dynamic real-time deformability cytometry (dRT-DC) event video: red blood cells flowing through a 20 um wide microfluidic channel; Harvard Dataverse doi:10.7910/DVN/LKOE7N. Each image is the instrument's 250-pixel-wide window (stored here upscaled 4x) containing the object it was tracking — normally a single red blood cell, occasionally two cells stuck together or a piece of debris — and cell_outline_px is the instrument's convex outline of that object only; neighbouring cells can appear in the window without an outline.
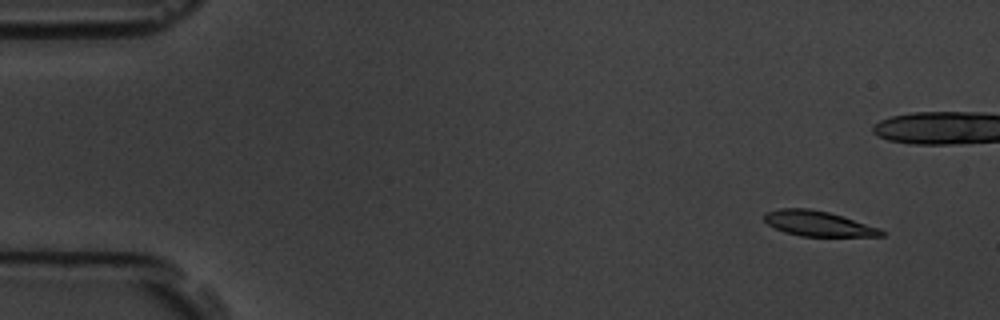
{"species": "common noctule bat (a hibernating species)", "species_latin": "Nyctalus noctula", "temperature_condition": "room temperature", "stored_images_in_passage": 8, "camera_frame_rate_fps": 3000, "um_per_image_px": 0.085, "animal": {"sex": "male", "body_mass_g": 19.5, "forearm_length_mm": 54.6}, "frame": {"image": 1, "passage_image": 1, "time_ms": 0.0, "image_size_px": [1000, 320], "cell_outline_px": [[884, 236], [800, 236], [784, 232], [768, 224], [764, 220], [764, 212], [780, 208], [808, 208], [828, 212], [880, 228], [884, 232]], "centroid_in_image_um": [69.5, 19.0], "position_along_channel_um": 15.5, "area_um2": 17.05}}
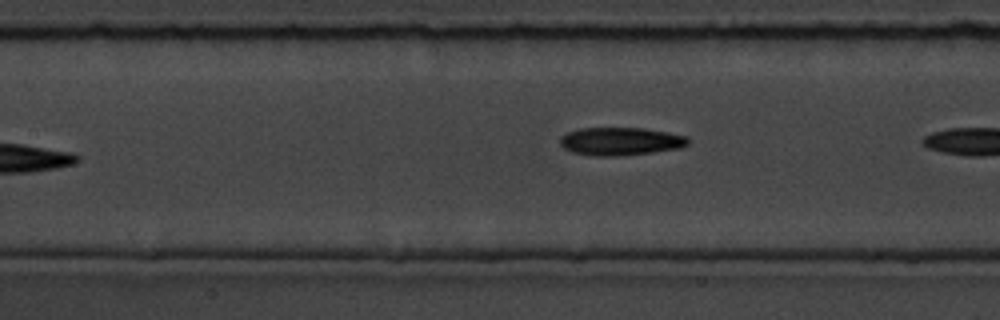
{"frame": {"image": 2, "passage_image": 8, "time_ms": 8.0, "image_size_px": [1000, 320], "cell_outline_px": [[688, 144], [680, 148], [652, 152], [616, 156], [592, 156], [572, 152], [564, 148], [560, 144], [560, 136], [568, 132], [584, 128], [644, 128], [668, 132], [688, 136]], "centroid_in_image_um": [52.74, 12.01], "position_along_channel_um": 154.7, "area_um2": 20.87}}